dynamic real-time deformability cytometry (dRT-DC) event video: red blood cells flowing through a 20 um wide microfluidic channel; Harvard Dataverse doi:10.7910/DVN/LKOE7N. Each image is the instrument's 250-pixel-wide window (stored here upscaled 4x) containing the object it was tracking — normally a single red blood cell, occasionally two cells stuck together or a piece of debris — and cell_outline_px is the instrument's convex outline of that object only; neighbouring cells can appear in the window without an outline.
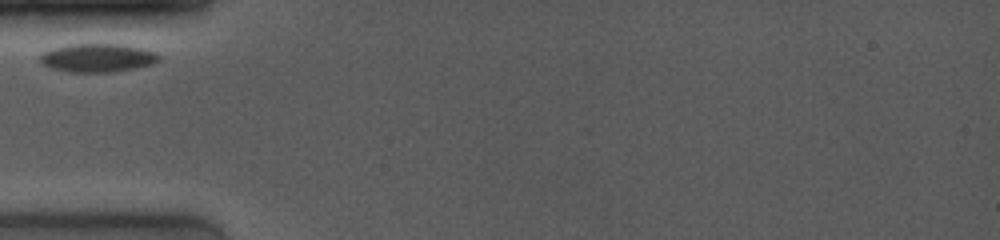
{"species": "common noctule bat (a hibernating species)", "species_latin": "Nyctalus noctula", "temperature_condition": "room temperature", "stored_images_in_passage": 4, "camera_frame_rate_fps": 4000, "um_per_image_px": 0.085, "animal": {"sex": "female", "body_mass_g": 19.0, "forearm_length_mm": 53.3}, "frame": {"image": 1, "passage_image": 1, "time_ms": 0.0, "image_size_px": [1000, 240], "cell_outline_px": [[160, 60], [152, 64], [136, 68], [108, 72], [68, 72], [52, 68], [44, 64], [40, 60], [40, 56], [44, 52], [52, 48], [72, 44], [124, 44], [156, 52], [160, 56]], "centroid_in_image_um": [8.32, 4.91], "position_along_channel_um": 76.7, "area_um2": 19.59}}